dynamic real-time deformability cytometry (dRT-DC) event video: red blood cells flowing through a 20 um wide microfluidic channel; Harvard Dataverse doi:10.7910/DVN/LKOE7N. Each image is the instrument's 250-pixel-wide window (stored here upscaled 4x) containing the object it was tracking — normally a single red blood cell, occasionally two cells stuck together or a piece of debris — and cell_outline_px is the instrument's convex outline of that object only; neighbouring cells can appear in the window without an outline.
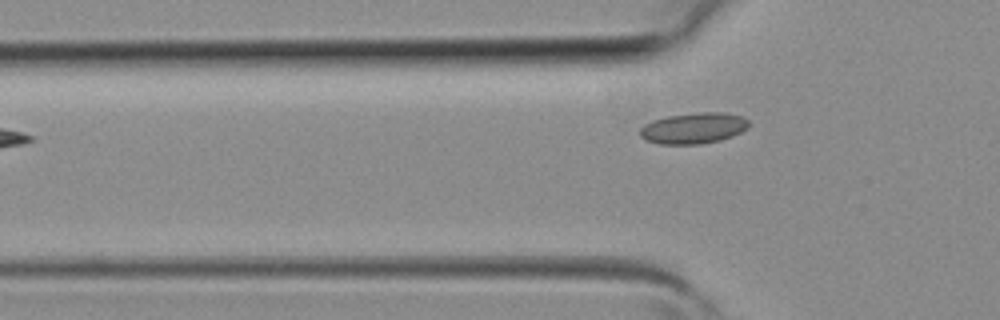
{"species": "common noctule bat (a hibernating species)", "species_latin": "Nyctalus noctula", "temperature_condition": "room temperature", "stored_images_in_passage": 4, "camera_frame_rate_fps": 3000, "um_per_image_px": 0.085, "animal": {"sex": "female", "body_mass_g": 19.3, "forearm_length_mm": 54.1}, "frame": {"image": 1, "passage_image": 3, "time_ms": 0.667, "image_size_px": [1000, 320], "cell_outline_px": [[748, 128], [732, 136], [720, 140], [700, 144], [660, 144], [644, 140], [640, 136], [640, 128], [644, 124], [652, 120], [668, 116], [700, 112], [724, 112], [744, 116], [748, 120]], "centroid_in_image_um": [58.94, 10.89], "position_along_channel_um": 66.9, "area_um2": 19.77}}
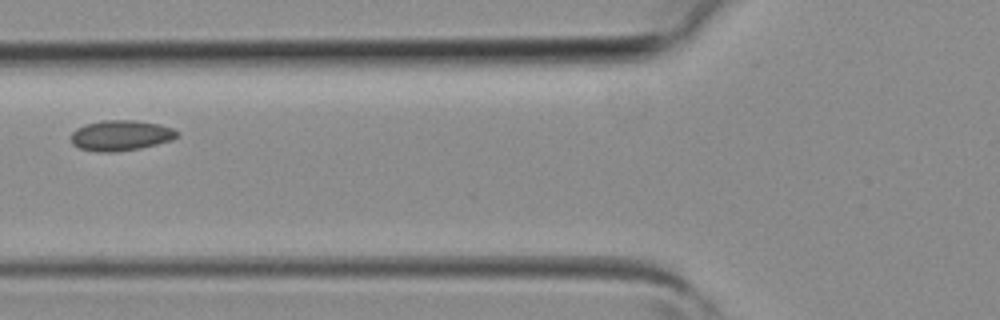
{"frame": {"image": 2, "passage_image": 4, "time_ms": 1.0, "image_size_px": [1000, 320], "cell_outline_px": [[180, 132], [172, 140], [140, 148], [116, 152], [104, 152], [80, 148], [72, 144], [72, 132], [76, 128], [84, 124], [104, 120], [136, 120], [160, 124], [172, 128]], "centroid_in_image_um": [10.27, 11.5], "position_along_channel_um": 115.5, "area_um2": 18.79}}